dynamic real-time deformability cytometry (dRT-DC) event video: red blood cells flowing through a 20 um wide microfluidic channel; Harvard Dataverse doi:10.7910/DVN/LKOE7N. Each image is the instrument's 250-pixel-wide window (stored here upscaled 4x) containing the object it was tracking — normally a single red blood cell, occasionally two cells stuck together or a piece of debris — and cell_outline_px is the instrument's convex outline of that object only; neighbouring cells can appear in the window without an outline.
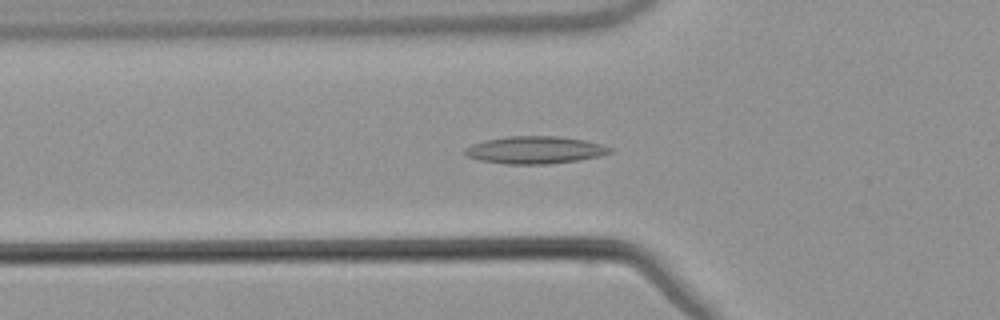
{"species": "common noctule bat (a hibernating species)", "species_latin": "Nyctalus noctula", "temperature_condition": "warm", "stored_images_in_passage": 54, "camera_frame_rate_fps": 3000, "um_per_image_px": 0.085, "animal": {"sex": "male", "body_mass_g": 21.5, "forearm_length_mm": 52.0}, "frame": {"image": 1, "passage_image": 19, "time_ms": 6.0, "image_size_px": [1000, 320], "cell_outline_px": [[616, 148], [612, 152], [600, 156], [580, 160], [548, 164], [508, 164], [480, 160], [468, 156], [464, 152], [464, 148], [472, 144], [488, 140], [508, 136], [556, 136], [584, 140]], "centroid_in_image_um": [45.53, 12.75], "position_along_channel_um": 80.3, "area_um2": 23.12}}
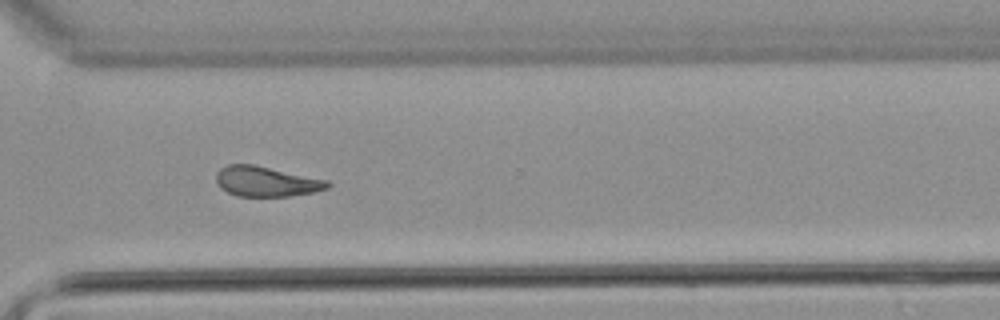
{"frame": {"image": 2, "passage_image": 40, "time_ms": 13.0, "image_size_px": [1000, 320], "cell_outline_px": [[332, 184], [328, 188], [312, 192], [288, 196], [236, 196], [220, 188], [216, 180], [216, 172], [220, 168], [228, 164], [252, 164], [328, 180]], "centroid_in_image_um": [22.61, 15.42], "position_along_channel_um": 348.0, "area_um2": 19.48}}
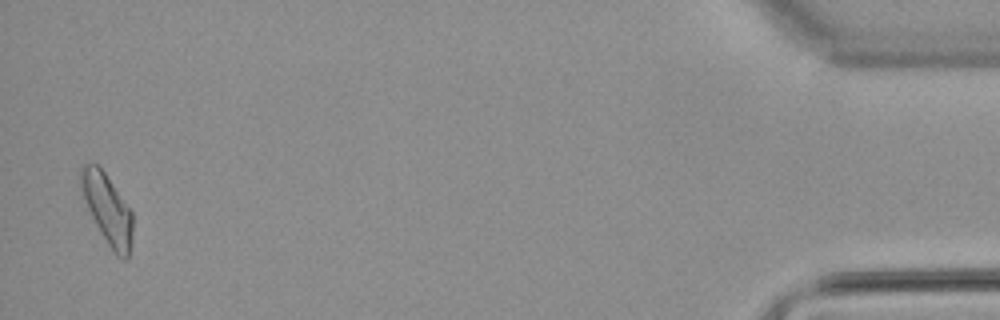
{"frame": {"image": 3, "passage_image": 53, "time_ms": 17.333, "image_size_px": [1000, 320], "cell_outline_px": [[132, 244], [128, 260], [120, 260], [116, 256], [108, 244], [96, 224], [88, 208], [80, 188], [80, 168], [84, 164], [96, 164], [104, 172], [132, 212]], "centroid_in_image_um": [9.14, 17.83], "position_along_channel_um": 426.1, "area_um2": 20.87}, "authors_computed_cell_mechanics": {"area_um2": 20.5479, "velocity_mm_per_s": 3.826, "shape_relaxation_time_tau1_ms": null, "shape_relaxation_time_tau2_ms": 5.2116, "deformation_change_tau1": null, "deformation_change_tau2": 0.1473}}